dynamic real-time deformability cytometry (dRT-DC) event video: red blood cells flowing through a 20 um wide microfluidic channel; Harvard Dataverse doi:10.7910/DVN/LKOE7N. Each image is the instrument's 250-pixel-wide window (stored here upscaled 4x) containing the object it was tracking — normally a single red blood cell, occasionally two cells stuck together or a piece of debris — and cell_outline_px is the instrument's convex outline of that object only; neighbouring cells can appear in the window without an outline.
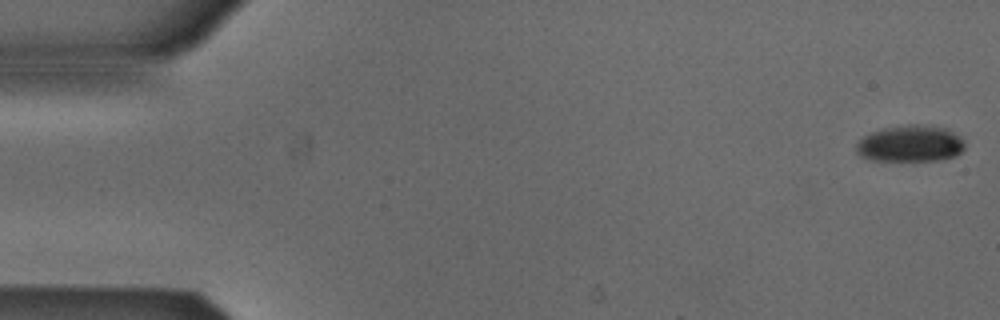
{"species": "Egyptian fruit bat (a non-hibernating species)", "species_latin": "Rousettus aegyptiacus", "temperature_condition": "cold", "stored_images_in_passage": 13, "camera_frame_rate_fps": 3000, "um_per_image_px": 0.085, "animal": {"sex": "male"}, "frame": {"image": 1, "passage_image": 1, "time_ms": 0.0, "image_size_px": [1000, 320], "cell_outline_px": [[964, 148], [956, 156], [940, 160], [872, 160], [860, 156], [856, 152], [856, 144], [864, 136], [872, 132], [884, 128], [908, 124], [920, 124], [948, 128], [960, 136], [964, 140]], "centroid_in_image_um": [77.4, 12.2], "position_along_channel_um": 7.6, "area_um2": 23.18}}
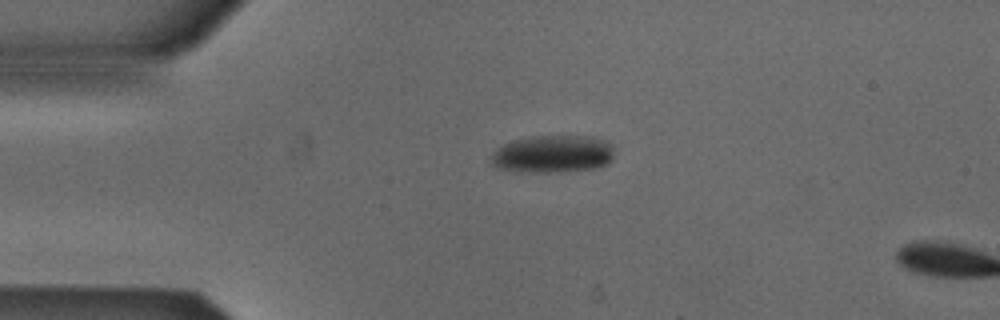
{"frame": {"image": 2, "passage_image": 12, "time_ms": 3.667, "image_size_px": [1000, 320], "cell_outline_px": [[612, 160], [608, 164], [600, 168], [560, 172], [516, 172], [496, 168], [492, 164], [492, 152], [496, 148], [504, 144], [516, 140], [532, 136], [592, 136], [608, 140], [612, 144]], "centroid_in_image_um": [47.01, 13.1], "position_along_channel_um": 38.0, "area_um2": 27.4}}